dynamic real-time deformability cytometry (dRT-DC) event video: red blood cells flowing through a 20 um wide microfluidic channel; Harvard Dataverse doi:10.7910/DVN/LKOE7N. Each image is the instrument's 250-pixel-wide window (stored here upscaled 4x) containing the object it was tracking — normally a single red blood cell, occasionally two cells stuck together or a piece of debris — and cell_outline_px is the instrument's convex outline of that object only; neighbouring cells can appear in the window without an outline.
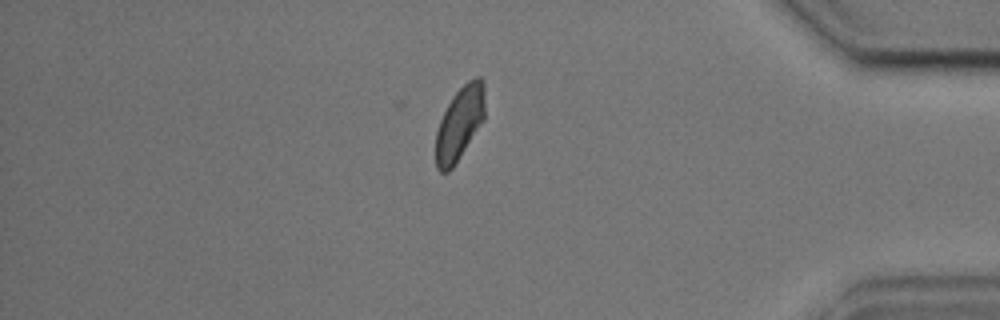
{"species": "common noctule bat (a hibernating species)", "species_latin": "Nyctalus noctula", "temperature_condition": "cold", "stored_images_in_passage": 34, "camera_frame_rate_fps": 3000, "um_per_image_px": 0.085, "animal": {"sex": "male", "body_mass_g": 17.9, "forearm_length_mm": 54.2}, "frame": {"image": 1, "passage_image": 34, "time_ms": 11.0, "image_size_px": [1000, 320], "cell_outline_px": [[484, 120], [452, 168], [448, 172], [440, 172], [436, 168], [436, 132], [440, 120], [452, 96], [468, 80], [476, 76], [480, 76], [484, 80]], "centroid_in_image_um": [39.07, 10.47], "position_along_channel_um": 396.1, "area_um2": 20.92}, "authors_computed_cell_mechanics": {"area_um2": 21.9062, "velocity_mm_per_s": 3.5849, "shape_relaxation_time_tau1_ms": 3.5831, "shape_relaxation_time_tau2_ms": 1.9859, "deformation_change_tau1": 0.0966, "deformation_change_tau2": 0.053}}